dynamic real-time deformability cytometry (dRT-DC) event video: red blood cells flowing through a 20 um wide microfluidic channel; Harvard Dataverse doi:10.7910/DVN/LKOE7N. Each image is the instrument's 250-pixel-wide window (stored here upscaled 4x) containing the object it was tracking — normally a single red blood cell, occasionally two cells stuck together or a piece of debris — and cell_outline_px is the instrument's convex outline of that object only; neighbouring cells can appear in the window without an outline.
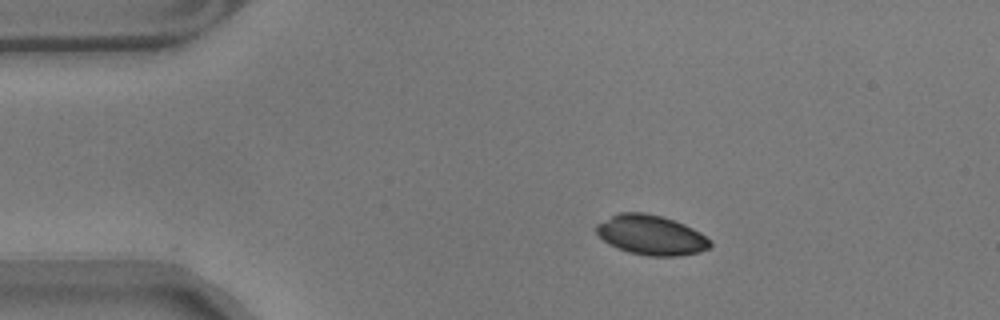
{"species": "common noctule bat (a hibernating species)", "species_latin": "Nyctalus noctula", "temperature_condition": "warm", "stored_images_in_passage": 14, "camera_frame_rate_fps": 3000, "um_per_image_px": 0.085, "animal": {"sex": "male", "body_mass_g": 17.9}, "frame": {"image": 1, "passage_image": 1, "time_ms": 0.0, "image_size_px": [1000, 320], "cell_outline_px": [[712, 244], [708, 248], [700, 252], [676, 256], [648, 256], [628, 252], [616, 248], [608, 244], [596, 232], [596, 224], [620, 212], [644, 212], [660, 216], [684, 224], [700, 232], [712, 240]], "centroid_in_image_um": [55.35, 19.99], "position_along_channel_um": 29.6, "area_um2": 26.36}}
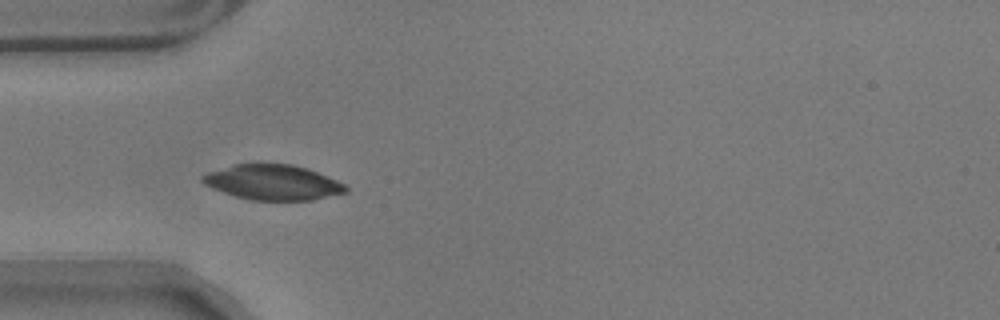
{"frame": {"image": 2, "passage_image": 8, "time_ms": 2.333, "image_size_px": [1000, 320], "cell_outline_px": [[348, 192], [312, 200], [252, 200], [236, 196], [212, 188], [204, 184], [200, 180], [200, 176], [208, 172], [236, 164], [256, 160], [292, 164], [308, 168], [336, 180], [344, 184], [348, 188]], "centroid_in_image_um": [23.17, 15.45], "position_along_channel_um": 61.8, "area_um2": 30.0}}
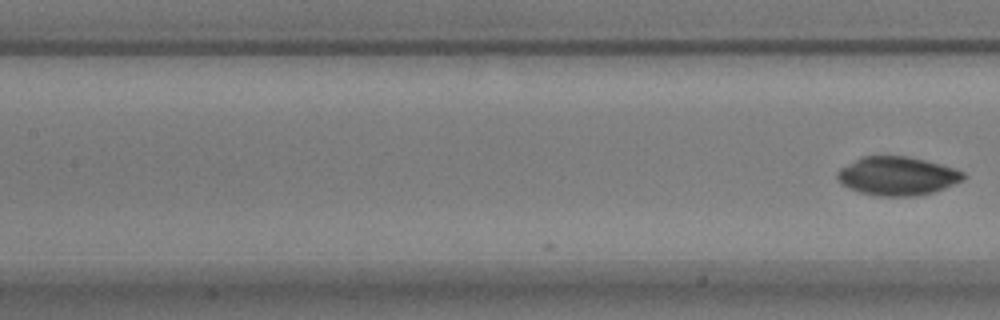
{"frame": {"image": 3, "passage_image": 14, "time_ms": 4.333, "image_size_px": [1000, 320], "cell_outline_px": [[968, 176], [964, 180], [944, 188], [932, 192], [916, 196], [880, 196], [860, 192], [848, 188], [840, 184], [836, 180], [836, 172], [840, 168], [860, 156], [908, 156], [940, 164], [964, 172]], "centroid_in_image_um": [76.23, 14.96], "position_along_channel_um": 131.2, "area_um2": 28.55}}